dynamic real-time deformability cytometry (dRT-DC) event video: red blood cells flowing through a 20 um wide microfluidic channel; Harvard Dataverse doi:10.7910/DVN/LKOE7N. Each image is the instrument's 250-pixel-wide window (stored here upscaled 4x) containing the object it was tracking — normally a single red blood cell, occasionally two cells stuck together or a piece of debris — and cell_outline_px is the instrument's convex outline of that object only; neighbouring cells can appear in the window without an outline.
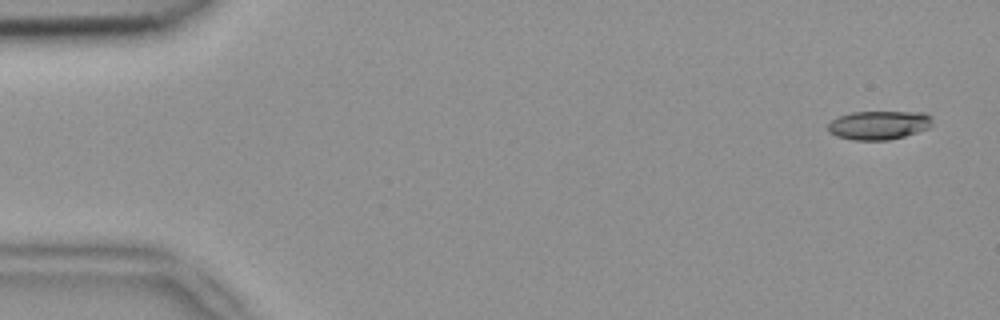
{"species": "common noctule bat (a hibernating species)", "species_latin": "Nyctalus noctula", "temperature_condition": "room temperature", "stored_images_in_passage": 5, "camera_frame_rate_fps": 3000, "um_per_image_px": 0.085, "animal": {"sex": "female", "body_mass_g": 18.4}, "frame": {"image": 1, "passage_image": 1, "time_ms": 0.0, "image_size_px": [1000, 320], "cell_outline_px": [[932, 124], [928, 128], [904, 136], [888, 140], [852, 140], [836, 136], [828, 132], [828, 124], [836, 116], [852, 112], [924, 112], [932, 116]], "centroid_in_image_um": [74.68, 10.63], "position_along_channel_um": 10.3, "area_um2": 17.63}}
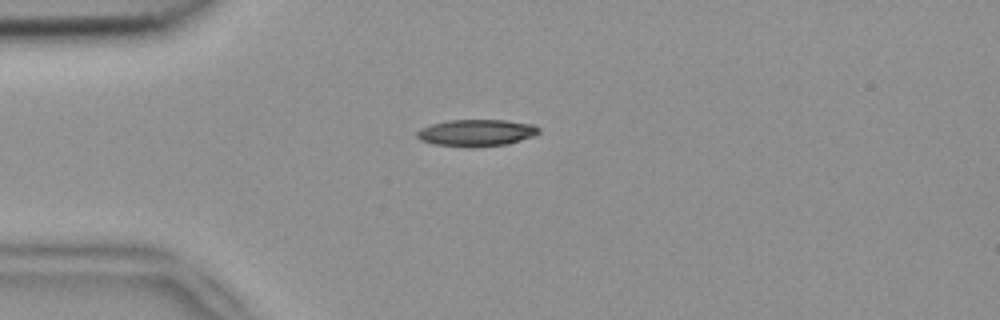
{"frame": {"image": 2, "passage_image": 4, "time_ms": 1.0, "image_size_px": [1000, 320], "cell_outline_px": [[540, 132], [532, 136], [508, 144], [476, 148], [472, 148], [432, 144], [420, 140], [416, 136], [416, 132], [420, 128], [432, 124], [448, 120], [508, 120], [536, 124], [540, 128]], "centroid_in_image_um": [40.5, 11.29], "position_along_channel_um": 44.5, "area_um2": 19.42}}